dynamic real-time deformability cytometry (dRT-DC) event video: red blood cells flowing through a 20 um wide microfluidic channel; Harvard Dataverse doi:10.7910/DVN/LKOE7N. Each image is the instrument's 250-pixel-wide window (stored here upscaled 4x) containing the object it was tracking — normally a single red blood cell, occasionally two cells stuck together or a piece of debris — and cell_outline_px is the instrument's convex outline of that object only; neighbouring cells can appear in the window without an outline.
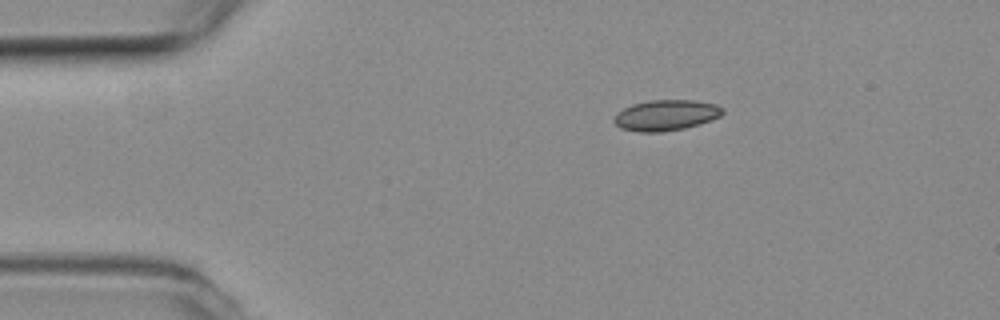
{"species": "common noctule bat (a hibernating species)", "species_latin": "Nyctalus noctula", "temperature_condition": "room temperature", "stored_images_in_passage": 24, "camera_frame_rate_fps": 3000, "um_per_image_px": 0.085, "animal": {"sex": "female", "body_mass_g": 19.3, "forearm_length_mm": 54.1}, "frame": {"image": 1, "passage_image": 1, "time_ms": 0.0, "image_size_px": [1000, 320], "cell_outline_px": [[724, 112], [720, 116], [712, 120], [684, 128], [660, 132], [640, 132], [620, 128], [616, 124], [616, 116], [624, 108], [632, 104], [648, 100], [692, 100], [716, 104], [724, 108]], "centroid_in_image_um": [56.65, 9.78], "position_along_channel_um": 28.3, "area_um2": 19.25}}
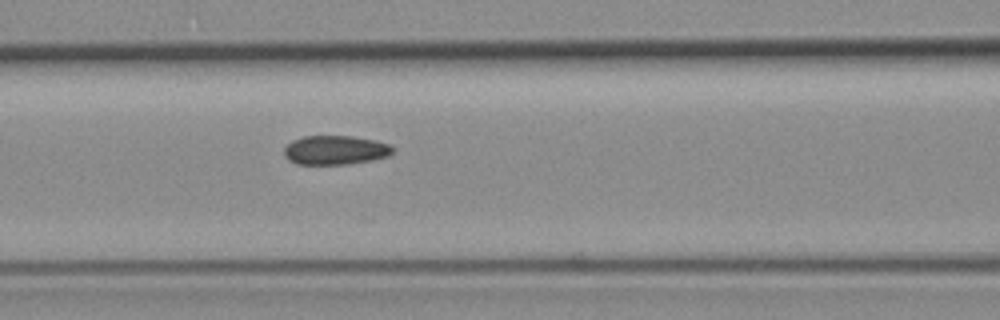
{"frame": {"image": 2, "passage_image": 14, "time_ms": 4.333, "image_size_px": [1000, 320], "cell_outline_px": [[392, 152], [388, 156], [372, 160], [348, 164], [296, 164], [288, 160], [284, 156], [284, 148], [292, 140], [304, 136], [352, 136], [376, 140], [388, 144], [392, 148]], "centroid_in_image_um": [28.47, 12.76], "position_along_channel_um": 138.1, "area_um2": 18.44}}
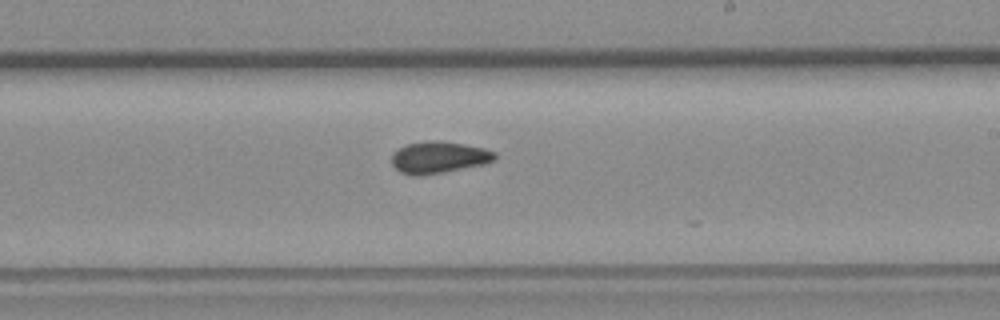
{"frame": {"image": 3, "passage_image": 23, "time_ms": 7.333, "image_size_px": [1000, 320], "cell_outline_px": [[496, 156], [492, 160], [484, 164], [444, 172], [420, 176], [412, 176], [400, 172], [392, 164], [392, 152], [408, 144], [428, 140], [440, 140], [464, 144], [484, 148], [496, 152]], "centroid_in_image_um": [37.28, 13.37], "position_along_channel_um": 251.7, "area_um2": 19.13}}